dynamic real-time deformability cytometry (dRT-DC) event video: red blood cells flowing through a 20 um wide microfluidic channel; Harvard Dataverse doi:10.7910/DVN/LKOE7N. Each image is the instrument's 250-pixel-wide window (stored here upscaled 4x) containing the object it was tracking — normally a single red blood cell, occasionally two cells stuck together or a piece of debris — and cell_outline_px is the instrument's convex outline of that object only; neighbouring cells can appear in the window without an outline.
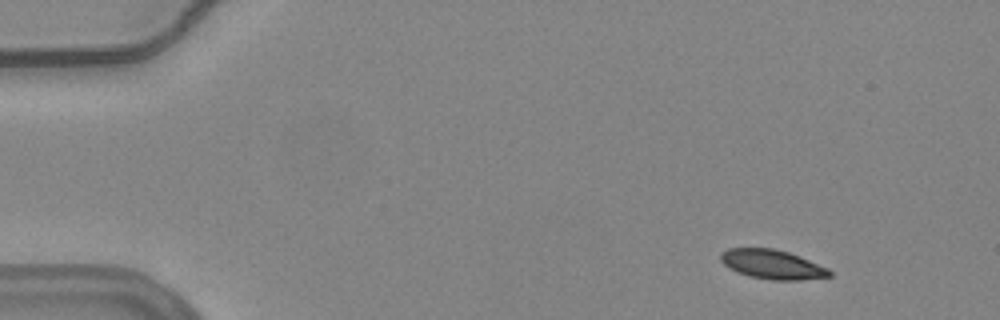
{"species": "common noctule bat (a hibernating species)", "species_latin": "Nyctalus noctula", "temperature_condition": "warm", "stored_images_in_passage": 50, "camera_frame_rate_fps": 3000, "um_per_image_px": 0.085, "animal": {"sex": "female", "body_mass_g": 24.6, "forearm_length_mm": 56.2}, "frame": {"image": 1, "passage_image": 1, "time_ms": 0.0, "image_size_px": [1000, 320], "cell_outline_px": [[832, 276], [800, 280], [772, 280], [748, 276], [736, 272], [724, 264], [720, 260], [720, 252], [728, 248], [776, 248], [800, 256], [828, 268], [832, 272]], "centroid_in_image_um": [65.63, 22.47], "position_along_channel_um": 19.4, "area_um2": 18.73}}
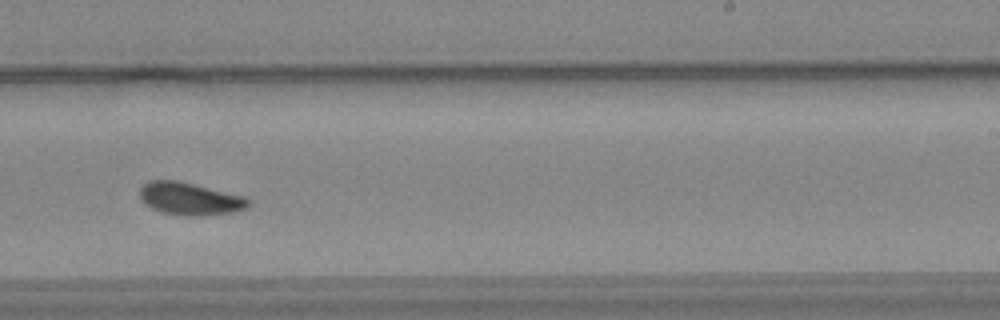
{"frame": {"image": 2, "passage_image": 30, "time_ms": 9.667, "image_size_px": [1000, 320], "cell_outline_px": [[252, 204], [248, 208], [232, 212], [200, 216], [184, 216], [160, 212], [152, 208], [140, 196], [140, 188], [148, 180], [180, 180], [244, 196]], "centroid_in_image_um": [16.17, 16.89], "position_along_channel_um": 272.8, "area_um2": 20.69}}
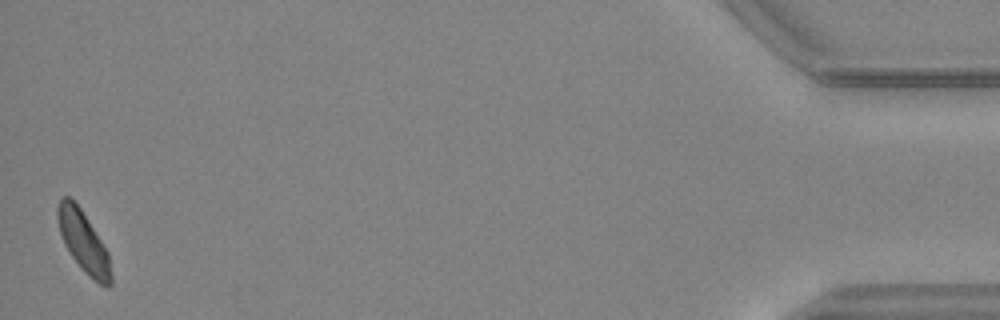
{"frame": {"image": 3, "passage_image": 50, "time_ms": 16.333, "image_size_px": [1000, 320], "cell_outline_px": [[112, 284], [108, 288], [100, 284], [88, 276], [84, 272], [72, 256], [64, 244], [60, 232], [56, 216], [56, 208], [60, 200], [64, 196], [68, 196], [80, 208], [108, 252], [112, 276]], "centroid_in_image_um": [7.09, 20.58], "position_along_channel_um": 428.1, "area_um2": 18.73}, "authors_computed_cell_mechanics": {"area_um2": 19.7676, "velocity_mm_per_s": 3.7136, "shape_relaxation_time_tau1_ms": 8.0817, "shape_relaxation_time_tau2_ms": 4.5864, "deformation_change_tau1": 0.1887, "deformation_change_tau2": 0.0938}}